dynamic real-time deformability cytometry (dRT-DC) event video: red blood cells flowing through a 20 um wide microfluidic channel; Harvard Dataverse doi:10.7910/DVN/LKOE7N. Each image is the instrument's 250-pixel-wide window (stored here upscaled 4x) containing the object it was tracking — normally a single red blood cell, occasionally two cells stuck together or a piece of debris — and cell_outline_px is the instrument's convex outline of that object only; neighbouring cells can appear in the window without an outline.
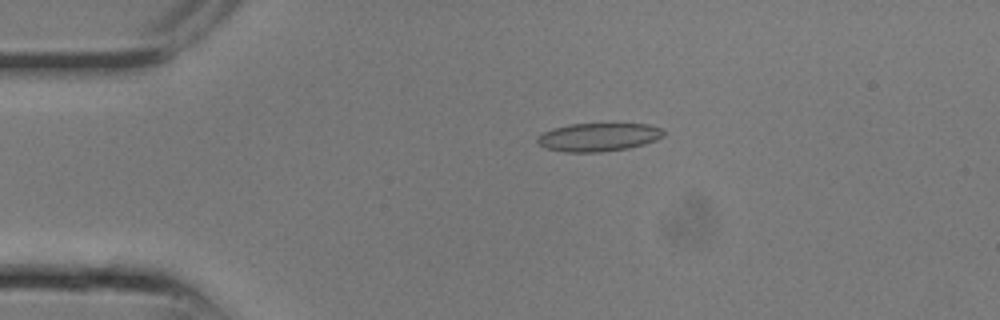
{"species": "common noctule bat (a hibernating species)", "species_latin": "Nyctalus noctula", "temperature_condition": "room temperature", "stored_images_in_passage": 7, "camera_frame_rate_fps": 3000, "um_per_image_px": 0.085, "animal": {"sex": "male", "body_mass_g": 13.3}, "frame": {"image": 1, "passage_image": 5, "time_ms": 1.333, "image_size_px": [1000, 320], "cell_outline_px": [[664, 136], [656, 140], [644, 144], [628, 148], [600, 152], [564, 152], [544, 148], [536, 140], [536, 136], [552, 128], [568, 124], [648, 124], [660, 128], [664, 132]], "centroid_in_image_um": [50.83, 11.66], "position_along_channel_um": 34.2, "area_um2": 20.87}}